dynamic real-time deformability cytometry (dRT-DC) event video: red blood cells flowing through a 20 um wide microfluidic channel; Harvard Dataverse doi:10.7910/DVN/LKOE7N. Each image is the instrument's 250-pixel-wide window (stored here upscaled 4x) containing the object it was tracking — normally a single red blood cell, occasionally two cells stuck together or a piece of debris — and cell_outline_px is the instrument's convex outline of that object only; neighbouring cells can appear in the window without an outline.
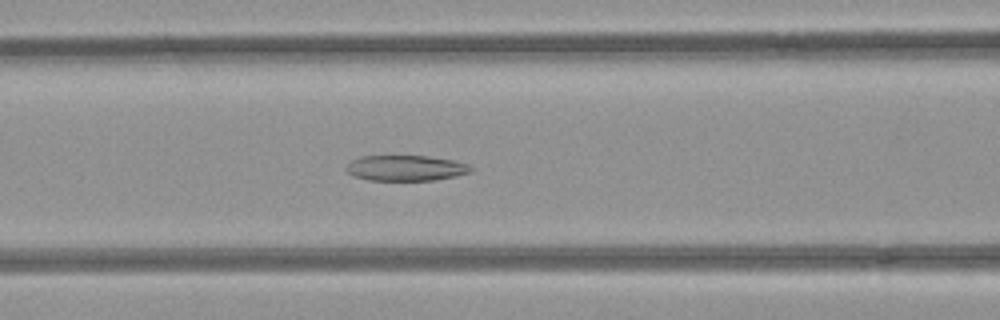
{"species": "common noctule bat (a hibernating species)", "species_latin": "Nyctalus noctula", "temperature_condition": "room temperature", "stored_images_in_passage": 53, "camera_frame_rate_fps": 3000, "um_per_image_px": 0.085, "animal": {"sex": "female", "body_mass_g": 21.9}, "frame": {"image": 1, "passage_image": 22, "time_ms": 7.0, "image_size_px": [1000, 320], "cell_outline_px": [[472, 172], [456, 176], [432, 180], [368, 180], [352, 176], [344, 168], [352, 160], [360, 156], [428, 156], [452, 160], [468, 164], [472, 168]], "centroid_in_image_um": [34.47, 14.28], "position_along_channel_um": 132.1, "area_um2": 18.55}}
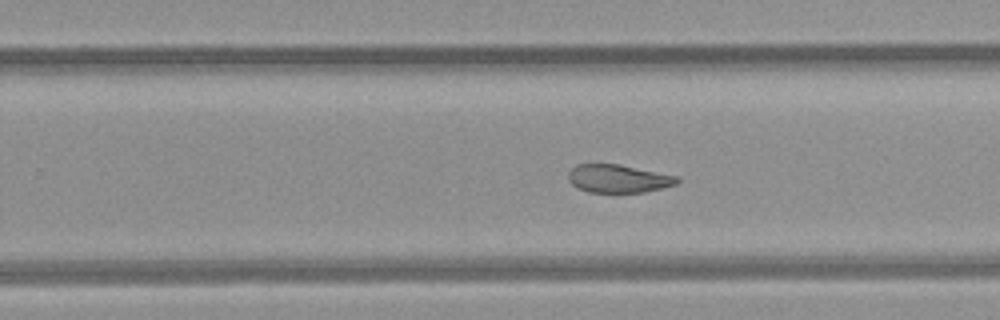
{"frame": {"image": 2, "passage_image": 33, "time_ms": 10.667, "image_size_px": [1000, 320], "cell_outline_px": [[680, 180], [676, 184], [644, 192], [588, 192], [576, 188], [568, 180], [568, 172], [576, 164], [620, 164], [680, 176]], "centroid_in_image_um": [52.55, 15.17], "position_along_channel_um": 277.2, "area_um2": 17.98}}
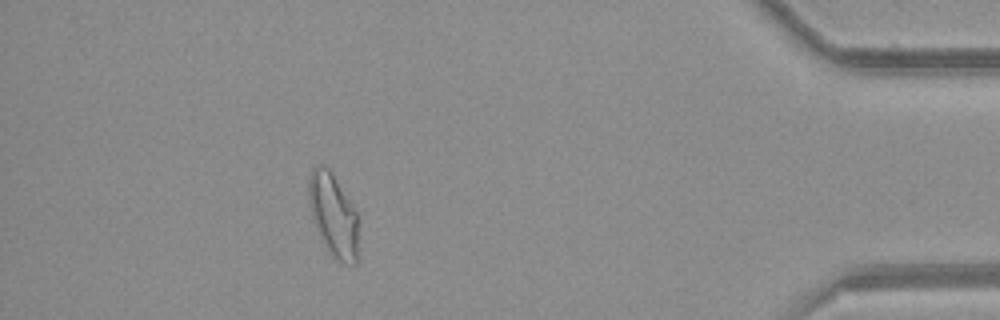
{"frame": {"image": 3, "passage_image": 47, "time_ms": 15.333, "image_size_px": [1000, 320], "cell_outline_px": [[356, 264], [344, 264], [332, 256], [328, 252], [316, 228], [312, 216], [308, 196], [308, 176], [312, 168], [316, 164], [320, 164], [328, 168], [332, 172], [356, 212]], "centroid_in_image_um": [28.28, 18.24], "position_along_channel_um": 406.9, "area_um2": 23.64}, "authors_computed_cell_mechanics": {"area_um2": 22.1374, "velocity_mm_per_s": 3.9659, "shape_relaxation_time_tau1_ms": null, "shape_relaxation_time_tau2_ms": 2.7902, "deformation_change_tau1": null, "deformation_change_tau2": 0.0944}}